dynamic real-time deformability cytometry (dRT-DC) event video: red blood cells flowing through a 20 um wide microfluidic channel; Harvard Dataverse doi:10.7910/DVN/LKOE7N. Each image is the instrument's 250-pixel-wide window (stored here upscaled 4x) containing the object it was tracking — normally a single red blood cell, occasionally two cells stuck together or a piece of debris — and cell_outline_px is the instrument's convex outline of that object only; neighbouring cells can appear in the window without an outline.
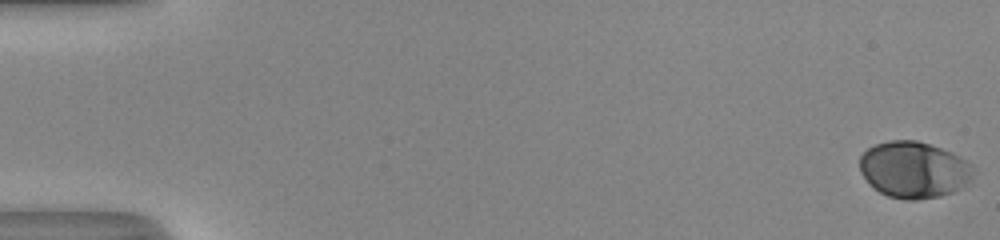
{"species": "human", "species_latin": "Homo sapiens", "temperature_condition": "room temperature", "stored_images_in_passage": 49, "camera_frame_rate_fps": 3000, "um_per_image_px": 0.085, "donor": {"sex": "male"}, "frame": {"image": 1, "passage_image": 1, "time_ms": 0.0, "image_size_px": [1000, 240], "cell_outline_px": [[972, 176], [960, 188], [952, 192], [940, 196], [916, 200], [908, 200], [888, 196], [880, 192], [860, 172], [860, 156], [868, 148], [876, 144], [888, 140], [916, 140], [952, 152], [972, 164]], "centroid_in_image_um": [77.67, 14.41], "position_along_channel_um": 7.3, "area_um2": 36.93}}
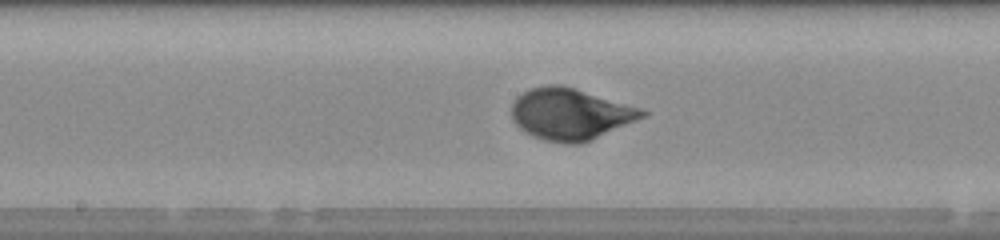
{"frame": {"image": 2, "passage_image": 29, "time_ms": 9.333, "image_size_px": [1000, 240], "cell_outline_px": [[648, 116], [592, 140], [580, 144], [568, 144], [544, 140], [532, 136], [520, 128], [512, 120], [512, 104], [516, 96], [532, 88], [548, 84], [560, 84], [644, 108], [648, 112]], "centroid_in_image_um": [48.53, 9.7], "position_along_channel_um": 199.7, "area_um2": 39.59}}
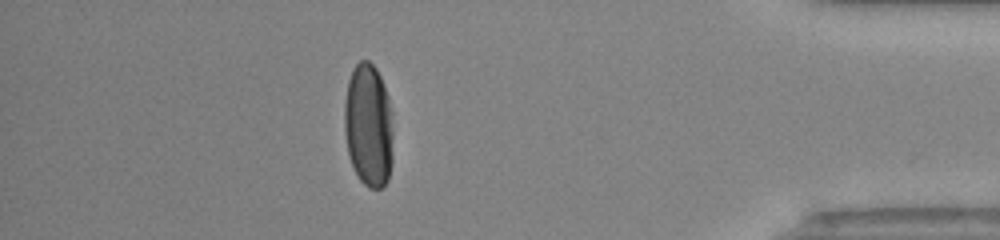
{"frame": {"image": 3, "passage_image": 47, "time_ms": 15.333, "image_size_px": [1000, 240], "cell_outline_px": [[392, 164], [388, 180], [380, 188], [368, 188], [360, 180], [348, 156], [344, 128], [344, 104], [348, 80], [352, 68], [360, 60], [368, 60], [376, 68], [380, 76], [392, 112]], "centroid_in_image_um": [31.31, 10.66], "position_along_channel_um": 403.9, "area_um2": 35.32}}